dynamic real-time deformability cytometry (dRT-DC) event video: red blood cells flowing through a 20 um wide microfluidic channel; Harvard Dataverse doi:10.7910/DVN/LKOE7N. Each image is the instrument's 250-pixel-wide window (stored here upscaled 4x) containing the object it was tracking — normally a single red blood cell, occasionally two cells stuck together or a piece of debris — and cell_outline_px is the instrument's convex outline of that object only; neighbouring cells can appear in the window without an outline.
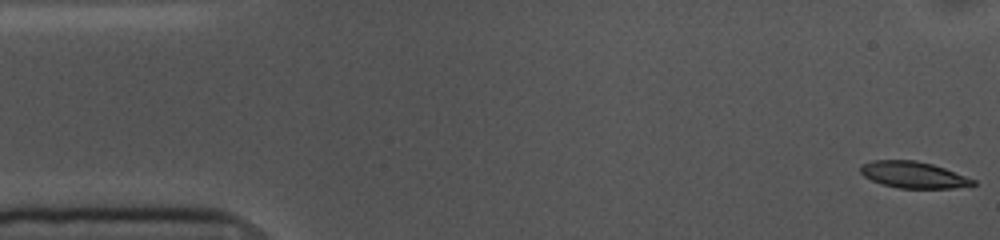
{"species": "common noctule bat (a hibernating species)", "species_latin": "Nyctalus noctula", "temperature_condition": "cold", "stored_images_in_passage": 55, "camera_frame_rate_fps": 3000, "um_per_image_px": 0.085, "animal": {"sex": "female", "body_mass_g": 10.0, "forearm_length_mm": 53.1}, "frame": {"image": 1, "passage_image": 1, "time_ms": 0.0, "image_size_px": [1000, 240], "cell_outline_px": [[976, 184], [952, 188], [900, 188], [880, 184], [864, 176], [860, 172], [860, 168], [864, 164], [872, 160], [916, 160], [932, 164], [944, 168], [976, 180]], "centroid_in_image_um": [77.62, 14.86], "position_along_channel_um": 7.4, "area_um2": 17.22}}
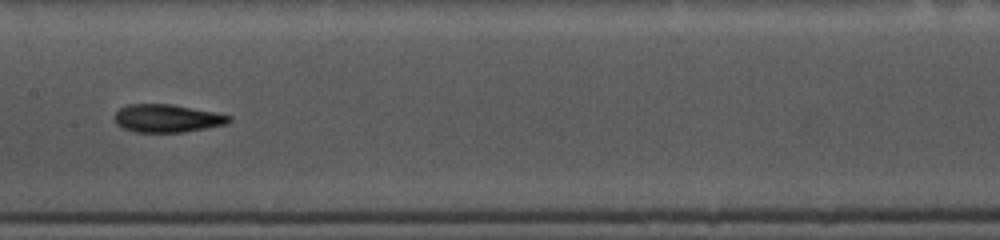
{"frame": {"image": 2, "passage_image": 26, "time_ms": 8.333, "image_size_px": [1000, 240], "cell_outline_px": [[232, 120], [228, 124], [184, 132], [136, 132], [124, 128], [116, 124], [112, 116], [120, 108], [128, 104], [172, 104], [216, 112], [232, 116]], "centroid_in_image_um": [14.22, 10.05], "position_along_channel_um": 193.2, "area_um2": 18.84}}
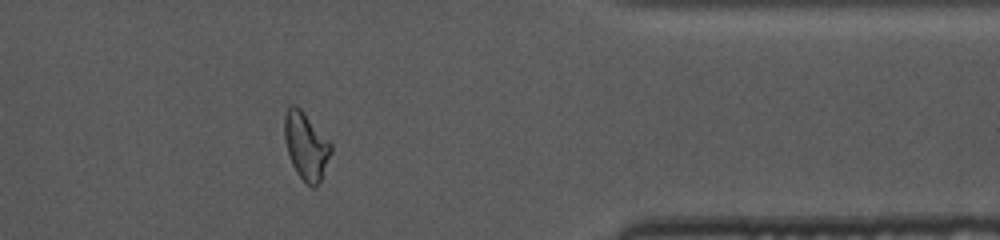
{"frame": {"image": 3, "passage_image": 44, "time_ms": 14.333, "image_size_px": [1000, 240], "cell_outline_px": [[332, 152], [320, 180], [316, 188], [312, 188], [296, 172], [288, 156], [284, 140], [284, 112], [288, 104], [296, 104], [304, 112], [332, 144]], "centroid_in_image_um": [25.98, 12.36], "position_along_channel_um": 385.4, "area_um2": 18.44}, "authors_computed_cell_mechanics": {"area_um2": 18.496, "velocity_mm_per_s": 3.5758, "shape_relaxation_time_tau1_ms": 4.7689, "shape_relaxation_time_tau2_ms": 3.4249, "deformation_change_tau1": 0.1577, "deformation_change_tau2": 0.0838}}